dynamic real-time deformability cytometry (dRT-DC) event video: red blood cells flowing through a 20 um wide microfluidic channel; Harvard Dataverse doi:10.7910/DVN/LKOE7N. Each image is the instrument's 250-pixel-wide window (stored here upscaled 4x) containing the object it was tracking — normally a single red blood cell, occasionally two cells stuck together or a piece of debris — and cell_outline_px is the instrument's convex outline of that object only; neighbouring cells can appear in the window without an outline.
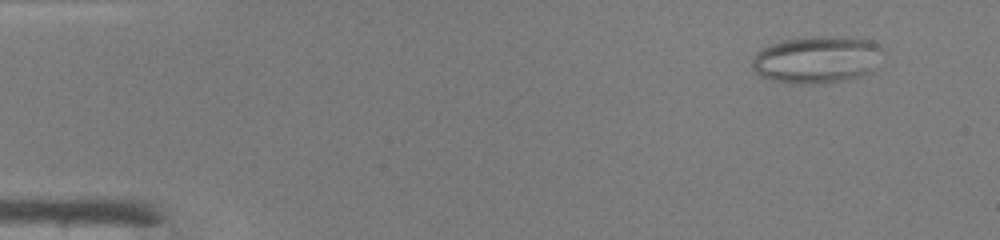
{"species": "common noctule bat (a hibernating species)", "species_latin": "Nyctalus noctula", "temperature_condition": "warm", "stored_images_in_passage": 48, "segment_of_instrument_passage": [1, 2], "camera_frame_rate_fps": 3000, "um_per_image_px": 0.085, "animal": {"sex": "male", "body_mass_g": 19.0, "forearm_length_mm": 50.8}, "frame": {"image": 1, "passage_image": 4, "time_ms": 1.0, "image_size_px": [1000, 240], "cell_outline_px": [[880, 48], [872, 72], [848, 80], [812, 84], [792, 84], [768, 80], [760, 76], [752, 68], [752, 60], [756, 52], [772, 44], [788, 40], [808, 36], [832, 36], [872, 40], [880, 44]], "centroid_in_image_um": [69.39, 5.08], "position_along_channel_um": 15.6, "area_um2": 35.84}}